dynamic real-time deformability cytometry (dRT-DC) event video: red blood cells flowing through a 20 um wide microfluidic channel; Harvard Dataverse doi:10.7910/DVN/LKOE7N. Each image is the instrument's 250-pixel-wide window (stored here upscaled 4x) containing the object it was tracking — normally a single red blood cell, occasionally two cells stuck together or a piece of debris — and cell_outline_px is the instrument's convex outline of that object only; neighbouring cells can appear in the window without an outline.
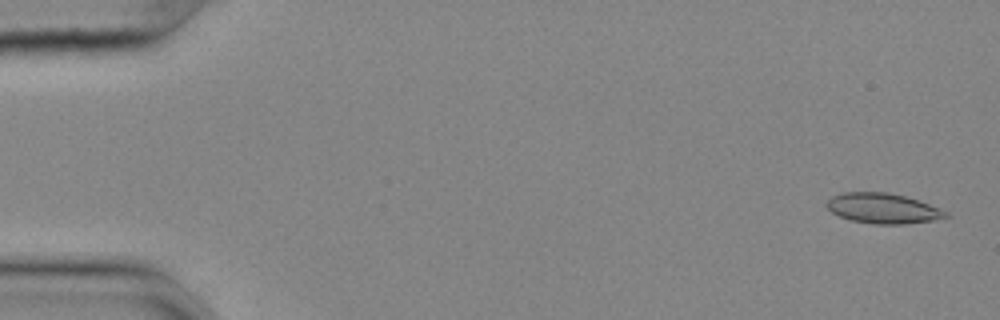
{"species": "common noctule bat (a hibernating species)", "species_latin": "Nyctalus noctula", "temperature_condition": "cold", "stored_images_in_passage": 55, "camera_frame_rate_fps": 3000, "um_per_image_px": 0.085, "animal": {"sex": "female", "body_mass_g": 25.1}, "frame": {"image": 1, "passage_image": 2, "time_ms": 0.333, "image_size_px": [1000, 320], "cell_outline_px": [[948, 216], [932, 220], [904, 224], [872, 224], [852, 220], [840, 216], [832, 212], [824, 204], [832, 196], [844, 192], [888, 192], [904, 196], [940, 208], [948, 212]], "centroid_in_image_um": [75.02, 17.71], "position_along_channel_um": 10.0, "area_um2": 20.75}}
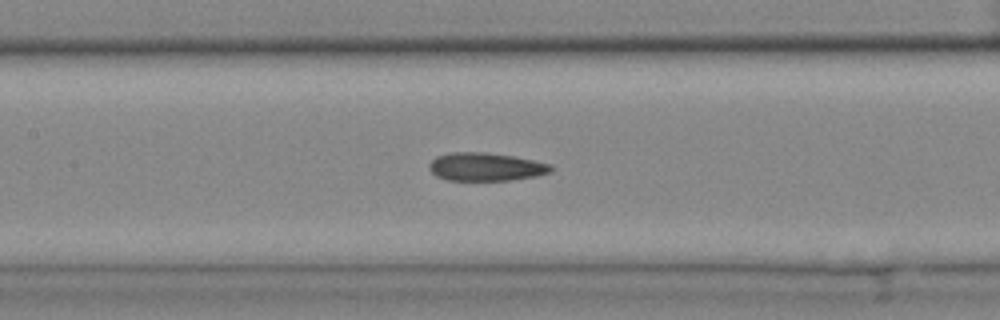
{"frame": {"image": 2, "passage_image": 26, "time_ms": 8.333, "image_size_px": [1000, 320], "cell_outline_px": [[556, 168], [552, 172], [536, 176], [508, 180], [448, 180], [436, 176], [428, 168], [428, 164], [436, 156], [448, 152], [484, 152], [512, 156], [552, 164]], "centroid_in_image_um": [41.3, 14.17], "position_along_channel_um": 166.1, "area_um2": 20.11}}
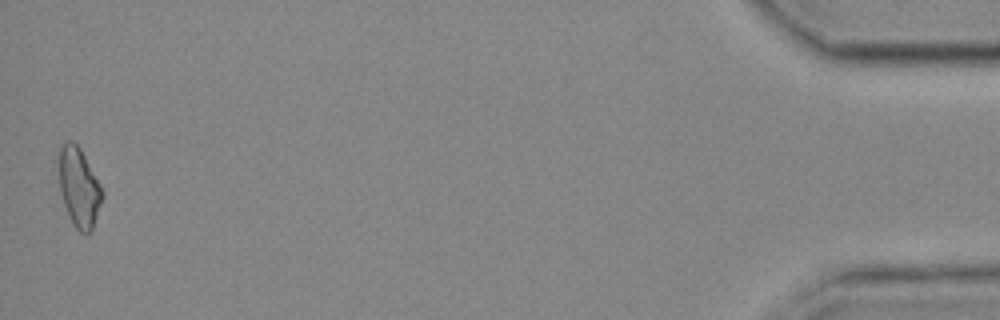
{"frame": {"image": 3, "passage_image": 55, "time_ms": 18.0, "image_size_px": [1000, 320], "cell_outline_px": [[104, 196], [92, 232], [80, 232], [72, 224], [68, 216], [60, 192], [60, 148], [64, 140], [72, 140], [80, 148], [100, 184], [104, 192]], "centroid_in_image_um": [6.74, 15.96], "position_along_channel_um": 428.5, "area_um2": 20.0}, "authors_computed_cell_mechanics": {"area_um2": 20.1144, "velocity_mm_per_s": 3.6513, "shape_relaxation_time_tau1_ms": null, "shape_relaxation_time_tau2_ms": 7.0907, "deformation_change_tau1": null, "deformation_change_tau2": 0.1498}}